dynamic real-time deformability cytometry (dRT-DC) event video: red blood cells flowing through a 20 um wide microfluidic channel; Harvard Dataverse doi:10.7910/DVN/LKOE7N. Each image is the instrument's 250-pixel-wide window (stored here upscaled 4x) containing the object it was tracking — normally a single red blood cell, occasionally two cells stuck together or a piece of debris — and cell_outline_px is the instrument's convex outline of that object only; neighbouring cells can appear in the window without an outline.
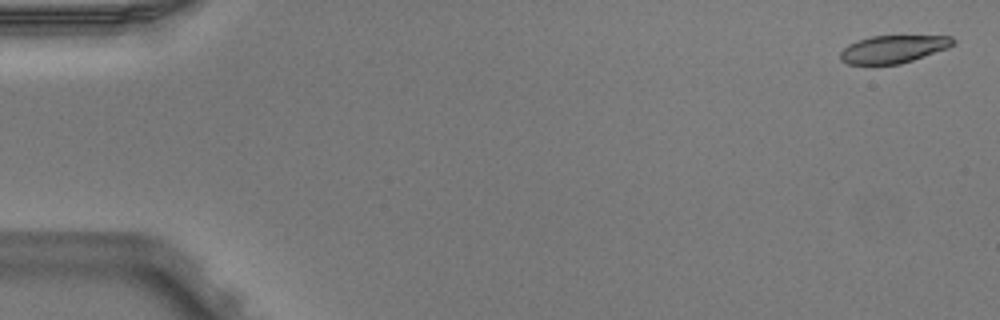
{"species": "Egyptian fruit bat (a non-hibernating species)", "species_latin": "Rousettus aegyptiacus", "temperature_condition": "warm", "stored_images_in_passage": 5, "camera_frame_rate_fps": 3000, "um_per_image_px": 0.085, "animal": {"sex": "male"}, "frame": {"image": 1, "passage_image": 5, "time_ms": 1.333, "image_size_px": [1000, 320], "cell_outline_px": [[956, 44], [948, 48], [900, 64], [848, 64], [840, 60], [840, 52], [848, 44], [856, 40], [872, 36], [952, 36], [956, 40]], "centroid_in_image_um": [75.93, 4.17], "position_along_channel_um": 9.1, "area_um2": 18.21}}